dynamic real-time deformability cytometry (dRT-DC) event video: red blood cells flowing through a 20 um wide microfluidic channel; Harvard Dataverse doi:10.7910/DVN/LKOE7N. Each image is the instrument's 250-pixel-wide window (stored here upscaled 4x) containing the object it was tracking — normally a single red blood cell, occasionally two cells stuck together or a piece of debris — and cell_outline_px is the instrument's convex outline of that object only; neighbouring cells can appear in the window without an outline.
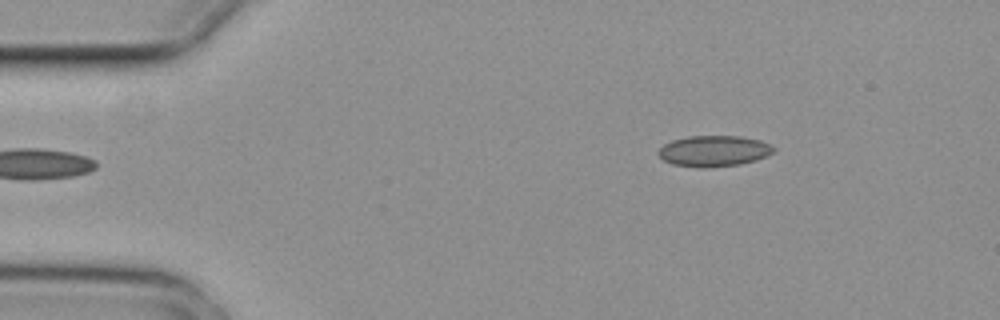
{"species": "common noctule bat (a hibernating species)", "species_latin": "Nyctalus noctula", "temperature_condition": "cold", "stored_images_in_passage": 5, "camera_frame_rate_fps": 3000, "um_per_image_px": 0.085, "animal": {"sex": "female", "body_mass_g": 29.2, "forearm_length_mm": 56.3}, "frame": {"image": 1, "passage_image": 5, "time_ms": 1.333, "image_size_px": [1000, 320], "cell_outline_px": [[776, 148], [772, 152], [756, 160], [740, 164], [704, 168], [672, 164], [664, 160], [656, 152], [664, 144], [672, 140], [688, 136], [740, 136], [760, 140]], "centroid_in_image_um": [60.65, 12.83], "position_along_channel_um": 24.3, "area_um2": 20.63}}